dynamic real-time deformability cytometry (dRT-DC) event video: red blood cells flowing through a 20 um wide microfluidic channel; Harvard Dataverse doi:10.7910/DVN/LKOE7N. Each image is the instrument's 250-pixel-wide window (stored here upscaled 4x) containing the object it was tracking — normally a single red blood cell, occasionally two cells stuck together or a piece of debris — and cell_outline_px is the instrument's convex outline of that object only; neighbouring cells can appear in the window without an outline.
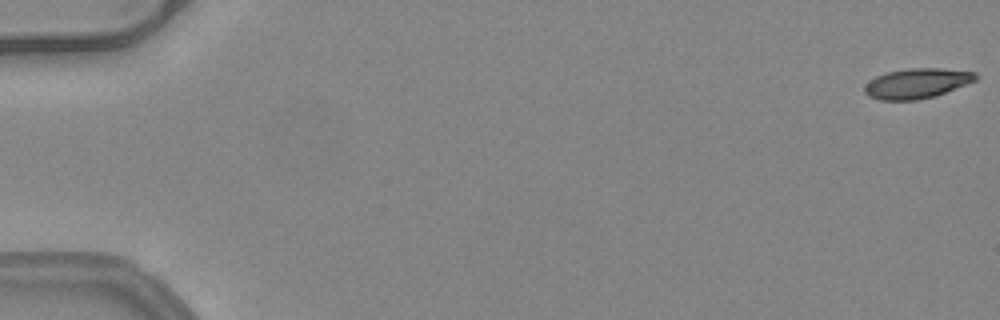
{"species": "common noctule bat (a hibernating species)", "species_latin": "Nyctalus noctula", "temperature_condition": "warm", "stored_images_in_passage": 10, "camera_frame_rate_fps": 3000, "um_per_image_px": 0.085, "animal": {"sex": "female", "body_mass_g": 24.6, "forearm_length_mm": 56.2}, "frame": {"image": 1, "passage_image": 1, "time_ms": 0.0, "image_size_px": [1000, 320], "cell_outline_px": [[980, 76], [976, 80], [968, 84], [936, 96], [916, 100], [880, 100], [868, 96], [864, 92], [864, 84], [876, 76], [888, 72], [908, 68], [940, 68], [976, 72]], "centroid_in_image_um": [77.95, 7.09], "position_along_channel_um": 7.0, "area_um2": 19.65}}